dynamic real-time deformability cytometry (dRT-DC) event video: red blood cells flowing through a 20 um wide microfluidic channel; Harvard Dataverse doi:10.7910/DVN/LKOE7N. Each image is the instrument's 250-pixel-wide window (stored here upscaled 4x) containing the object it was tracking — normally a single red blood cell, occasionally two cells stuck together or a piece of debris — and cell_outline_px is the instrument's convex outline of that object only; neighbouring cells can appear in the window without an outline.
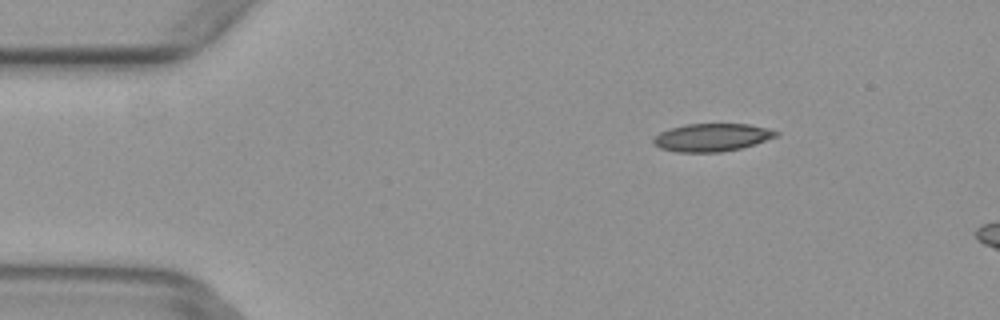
{"species": "common noctule bat (a hibernating species)", "species_latin": "Nyctalus noctula", "temperature_condition": "warm", "stored_images_in_passage": 4, "camera_frame_rate_fps": 3000, "um_per_image_px": 0.085, "animal": {"sex": "female", "body_mass_g": 29.2, "forearm_length_mm": 56.3}, "frame": {"image": 1, "passage_image": 2, "time_ms": 0.333, "image_size_px": [1000, 320], "cell_outline_px": [[780, 132], [776, 136], [740, 148], [720, 152], [676, 152], [660, 148], [652, 144], [652, 140], [660, 132], [668, 128], [684, 124], [748, 124], [768, 128]], "centroid_in_image_um": [60.44, 11.67], "position_along_channel_um": 24.6, "area_um2": 19.83}}